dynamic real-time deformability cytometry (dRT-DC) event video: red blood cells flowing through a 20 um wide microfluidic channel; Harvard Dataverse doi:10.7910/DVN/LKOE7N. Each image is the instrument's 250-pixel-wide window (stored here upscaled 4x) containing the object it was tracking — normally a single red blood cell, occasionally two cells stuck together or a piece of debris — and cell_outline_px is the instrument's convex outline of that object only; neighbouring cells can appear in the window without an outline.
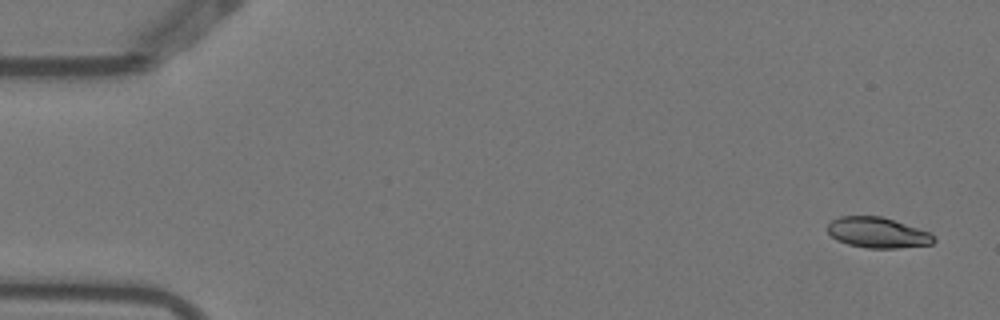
{"species": "Egyptian fruit bat (a non-hibernating species)", "species_latin": "Rousettus aegyptiacus", "temperature_condition": "warm", "stored_images_in_passage": 4, "camera_frame_rate_fps": 3000, "um_per_image_px": 0.085, "animal": {"sex": "female"}, "frame": {"image": 1, "passage_image": 1, "time_ms": 0.0, "image_size_px": [1000, 320], "cell_outline_px": [[936, 240], [932, 244], [896, 248], [868, 248], [848, 244], [836, 240], [828, 232], [828, 224], [832, 220], [840, 216], [880, 216], [932, 232], [936, 236]], "centroid_in_image_um": [74.63, 19.77], "position_along_channel_um": 10.4, "area_um2": 18.96}}
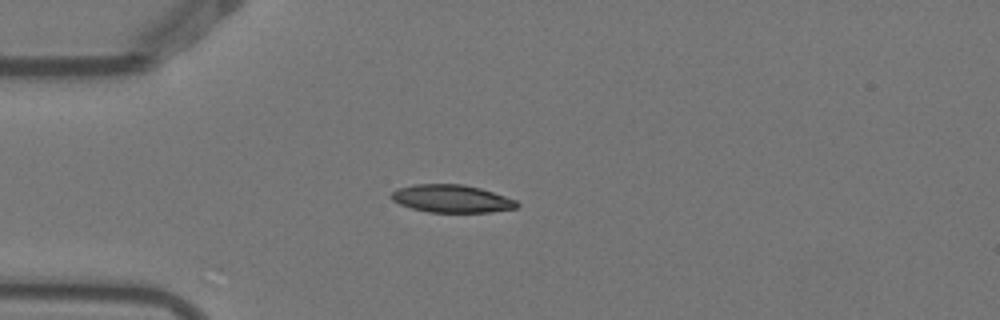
{"frame": {"image": 2, "passage_image": 4, "time_ms": 1.0, "image_size_px": [1000, 320], "cell_outline_px": [[520, 204], [516, 208], [488, 212], [428, 212], [412, 208], [400, 204], [392, 200], [388, 196], [396, 188], [412, 184], [464, 184], [480, 188], [516, 200]], "centroid_in_image_um": [38.34, 16.88], "position_along_channel_um": 46.7, "area_um2": 20.35}}